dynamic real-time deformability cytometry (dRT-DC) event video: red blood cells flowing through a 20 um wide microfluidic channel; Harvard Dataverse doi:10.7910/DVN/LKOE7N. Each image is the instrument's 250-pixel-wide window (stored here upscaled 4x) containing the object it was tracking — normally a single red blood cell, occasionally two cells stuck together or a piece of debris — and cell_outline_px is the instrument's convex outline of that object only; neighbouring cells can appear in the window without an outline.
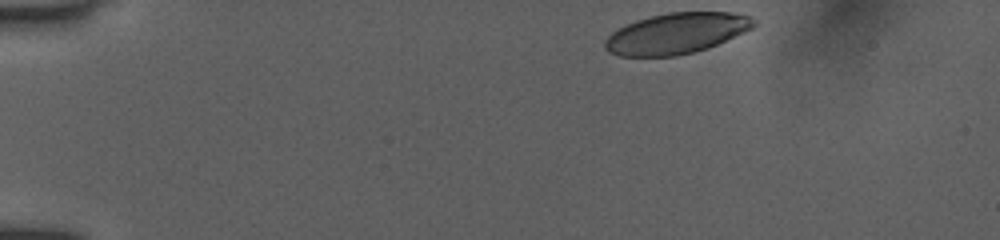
{"species": "human", "species_latin": "Homo sapiens", "temperature_condition": "room temperature", "stored_images_in_passage": 17, "camera_frame_rate_fps": 3000, "um_per_image_px": 0.085, "donor": {"sex": "female"}, "frame": {"image": 1, "passage_image": 1, "time_ms": 0.0, "image_size_px": [1000, 240], "cell_outline_px": [[756, 24], [752, 28], [744, 32], [708, 48], [676, 56], [620, 56], [608, 52], [604, 48], [604, 40], [612, 32], [636, 20], [668, 12], [732, 12], [752, 16], [756, 20]], "centroid_in_image_um": [57.51, 2.83], "position_along_channel_um": 27.5, "area_um2": 35.32}}
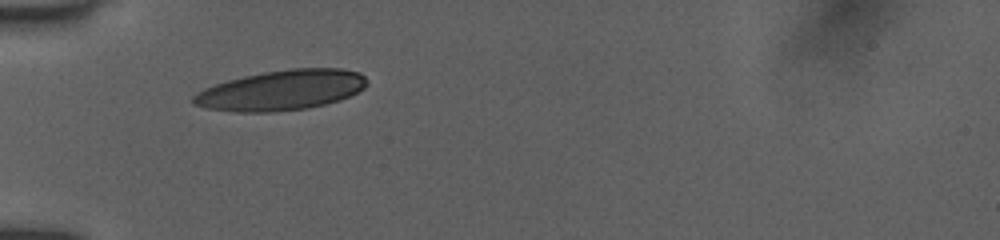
{"frame": {"image": 2, "passage_image": 16, "time_ms": 3.0, "image_size_px": [1000, 240], "cell_outline_px": [[368, 84], [364, 88], [340, 100], [308, 108], [272, 112], [236, 112], [208, 108], [192, 104], [192, 96], [196, 92], [204, 88], [228, 80], [244, 76], [264, 72], [292, 68], [340, 68], [360, 72], [368, 80]], "centroid_in_image_um": [23.92, 7.66], "position_along_channel_um": 61.1, "area_um2": 40.63}}